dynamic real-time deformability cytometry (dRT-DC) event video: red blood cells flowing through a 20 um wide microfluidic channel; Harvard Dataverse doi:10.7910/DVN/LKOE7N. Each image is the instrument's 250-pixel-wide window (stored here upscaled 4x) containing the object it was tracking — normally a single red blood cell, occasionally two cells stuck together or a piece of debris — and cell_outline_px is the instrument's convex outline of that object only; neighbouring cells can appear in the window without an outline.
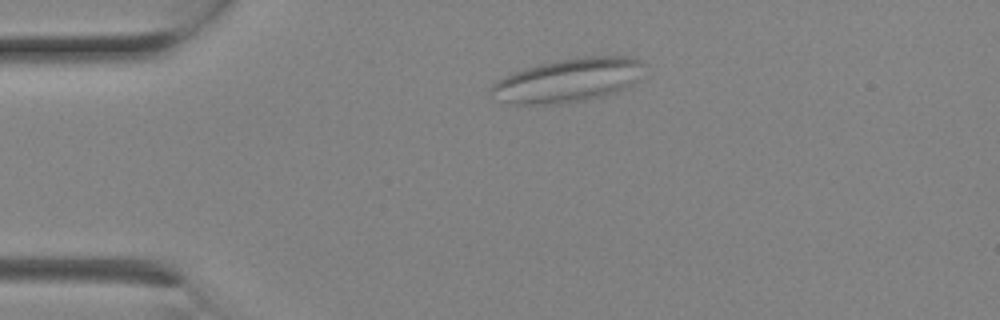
{"species": "Egyptian fruit bat (a non-hibernating species)", "species_latin": "Rousettus aegyptiacus", "temperature_condition": "room temperature", "stored_images_in_passage": 1, "camera_frame_rate_fps": 3000, "um_per_image_px": 0.085, "animal": {"sex": "female"}, "frame": {"image": 1, "passage_image": 1, "time_ms": 0.0, "image_size_px": [1000, 320], "cell_outline_px": [[644, 64], [636, 80], [632, 84], [616, 92], [604, 96], [584, 100], [560, 104], [508, 104], [496, 100], [488, 92], [492, 84], [496, 80], [516, 72], [540, 64], [560, 60], [584, 56], [632, 56], [640, 60]], "centroid_in_image_um": [48.25, 6.84], "position_along_channel_um": 36.8, "area_um2": 38.9}}